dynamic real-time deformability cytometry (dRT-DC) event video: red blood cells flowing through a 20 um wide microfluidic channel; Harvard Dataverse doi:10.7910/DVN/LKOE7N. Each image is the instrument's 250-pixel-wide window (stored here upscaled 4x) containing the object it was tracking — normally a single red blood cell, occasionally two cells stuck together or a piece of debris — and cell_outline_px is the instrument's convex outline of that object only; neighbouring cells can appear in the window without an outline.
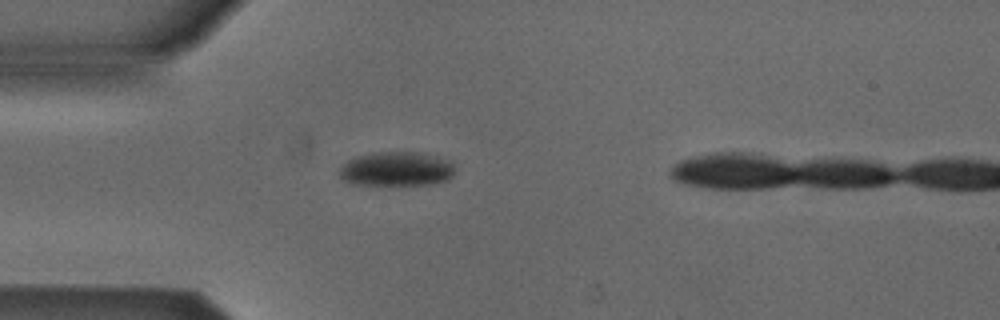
{"species": "Egyptian fruit bat (a non-hibernating species)", "species_latin": "Rousettus aegyptiacus", "temperature_condition": "cold", "stored_images_in_passage": 33, "camera_frame_rate_fps": 3000, "um_per_image_px": 0.085, "animal": {"sex": "male"}, "frame": {"image": 1, "passage_image": 1, "time_ms": 0.0, "image_size_px": [1000, 320], "cell_outline_px": [[456, 168], [452, 176], [448, 180], [428, 184], [352, 184], [344, 180], [340, 176], [340, 168], [348, 160], [372, 152], [416, 152], [436, 156], [452, 160]], "centroid_in_image_um": [33.76, 14.35], "position_along_channel_um": 51.2, "area_um2": 23.0}}
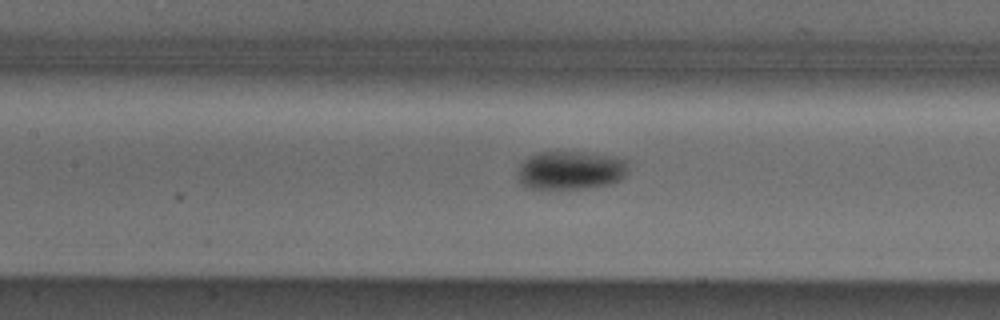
{"frame": {"image": 2, "passage_image": 10, "time_ms": 3.0, "image_size_px": [1000, 320], "cell_outline_px": [[628, 168], [624, 176], [620, 180], [612, 184], [584, 188], [528, 188], [520, 180], [516, 172], [520, 164], [524, 160], [536, 152], [580, 152], [608, 156], [628, 160]], "centroid_in_image_um": [48.5, 14.47], "position_along_channel_um": 158.9, "area_um2": 24.68}}
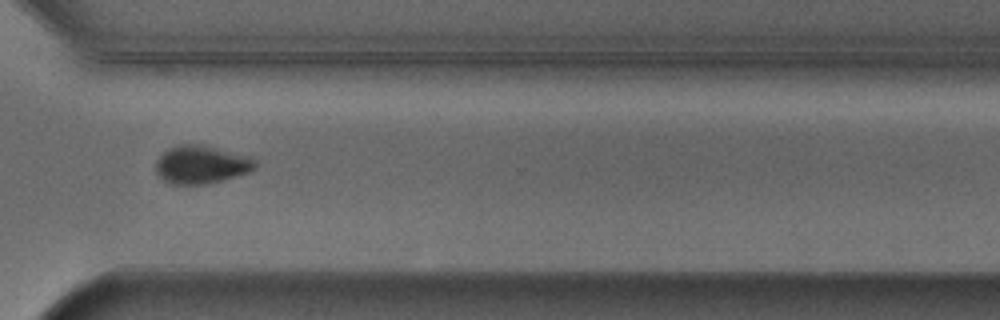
{"frame": {"image": 3, "passage_image": 25, "time_ms": 8.0, "image_size_px": [1000, 320], "cell_outline_px": [[256, 168], [248, 172], [236, 176], [204, 184], [172, 184], [164, 180], [156, 172], [156, 160], [168, 148], [180, 144], [200, 144], [252, 156], [256, 160]], "centroid_in_image_um": [17.13, 13.97], "position_along_channel_um": 353.5, "area_um2": 22.02}, "authors_computed_cell_mechanics": {"area_um2": 24.6228, "velocity_mm_per_s": 3.8944, "shape_relaxation_time_tau1_ms": 5.6701, "shape_relaxation_time_tau2_ms": null, "deformation_change_tau1": 0.0848, "deformation_change_tau2": null}}